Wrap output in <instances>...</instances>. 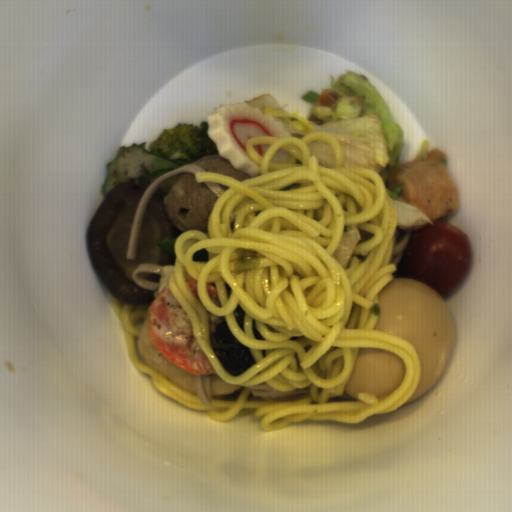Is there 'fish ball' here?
<instances>
[{"label":"fish ball","mask_w":512,"mask_h":512,"mask_svg":"<svg viewBox=\"0 0 512 512\" xmlns=\"http://www.w3.org/2000/svg\"><path fill=\"white\" fill-rule=\"evenodd\" d=\"M243 386L233 385L225 382L218 373L210 374L211 397L228 395Z\"/></svg>","instance_id":"53f4d19a"},{"label":"fish ball","mask_w":512,"mask_h":512,"mask_svg":"<svg viewBox=\"0 0 512 512\" xmlns=\"http://www.w3.org/2000/svg\"><path fill=\"white\" fill-rule=\"evenodd\" d=\"M134 326L135 328L141 329L139 337H135L139 361L154 368L172 383L197 396L194 376L200 374H190L187 370L168 359L152 343L150 331V305L147 309L146 318L137 322Z\"/></svg>","instance_id":"29854b86"}]
</instances>
